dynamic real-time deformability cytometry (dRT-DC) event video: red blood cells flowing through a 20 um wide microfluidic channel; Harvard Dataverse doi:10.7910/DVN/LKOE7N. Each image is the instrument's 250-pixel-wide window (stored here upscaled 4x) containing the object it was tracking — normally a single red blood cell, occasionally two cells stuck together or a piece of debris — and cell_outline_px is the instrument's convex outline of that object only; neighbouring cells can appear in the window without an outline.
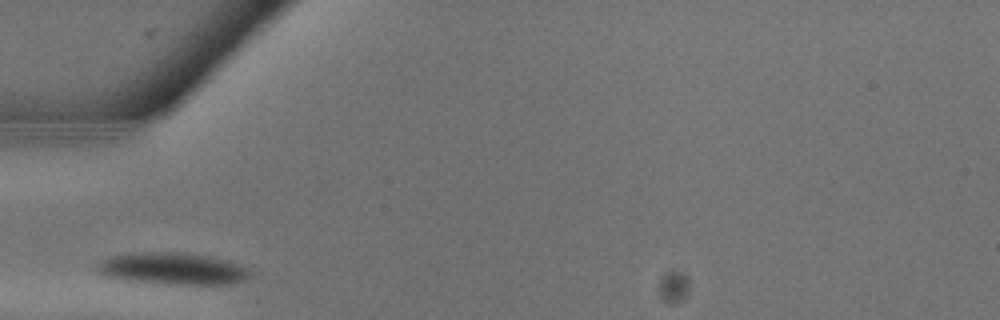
{"species": "common noctule bat (a hibernating species)", "species_latin": "Nyctalus noctula", "temperature_condition": "warm", "stored_images_in_passage": 9, "camera_frame_rate_fps": 3000, "um_per_image_px": 0.085, "animal": {"sex": "male", "body_mass_g": 13.3}, "frame": {"image": 1, "passage_image": 1, "time_ms": 0.0, "image_size_px": [1000, 320], "cell_outline_px": [[252, 276], [236, 284], [172, 284], [128, 280], [104, 276], [96, 272], [96, 268], [104, 260], [112, 256], [140, 252], [180, 252], [208, 256], [240, 264], [248, 268], [252, 272]], "centroid_in_image_um": [14.74, 22.84], "position_along_channel_um": 70.3, "area_um2": 28.32}}
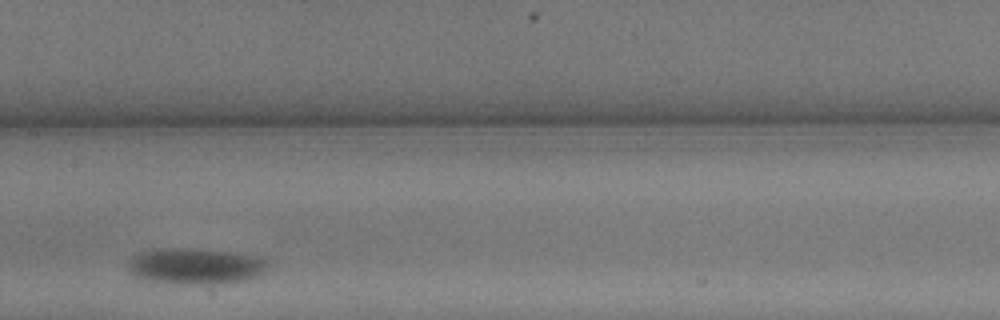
{"frame": {"image": 2, "passage_image": 6, "time_ms": 1.667, "image_size_px": [1000, 320], "cell_outline_px": [[268, 268], [264, 272], [252, 280], [220, 284], [180, 284], [148, 280], [136, 276], [128, 272], [128, 260], [132, 256], [140, 252], [156, 248], [188, 248], [228, 252], [252, 256], [268, 260]], "centroid_in_image_um": [16.61, 22.63], "position_along_channel_um": 190.8, "area_um2": 29.65}}
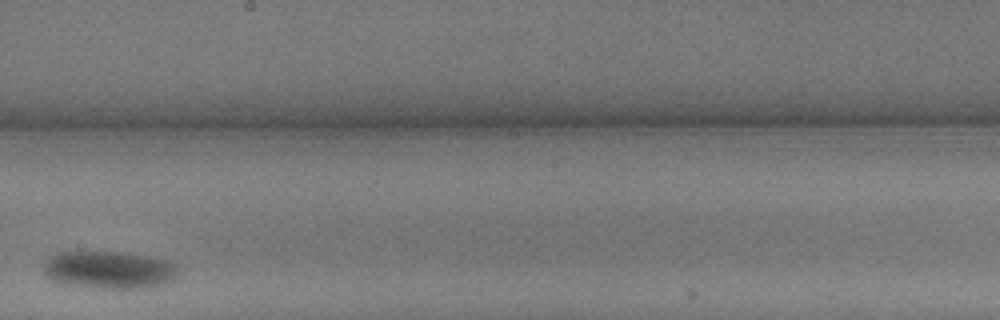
{"frame": {"image": 3, "passage_image": 8, "time_ms": 2.333, "image_size_px": [1000, 320], "cell_outline_px": [[176, 272], [172, 276], [160, 284], [144, 288], [100, 288], [72, 284], [52, 280], [44, 272], [44, 264], [52, 256], [60, 252], [120, 252], [176, 260]], "centroid_in_image_um": [9.29, 22.91], "position_along_channel_um": 238.9, "area_um2": 28.84}}